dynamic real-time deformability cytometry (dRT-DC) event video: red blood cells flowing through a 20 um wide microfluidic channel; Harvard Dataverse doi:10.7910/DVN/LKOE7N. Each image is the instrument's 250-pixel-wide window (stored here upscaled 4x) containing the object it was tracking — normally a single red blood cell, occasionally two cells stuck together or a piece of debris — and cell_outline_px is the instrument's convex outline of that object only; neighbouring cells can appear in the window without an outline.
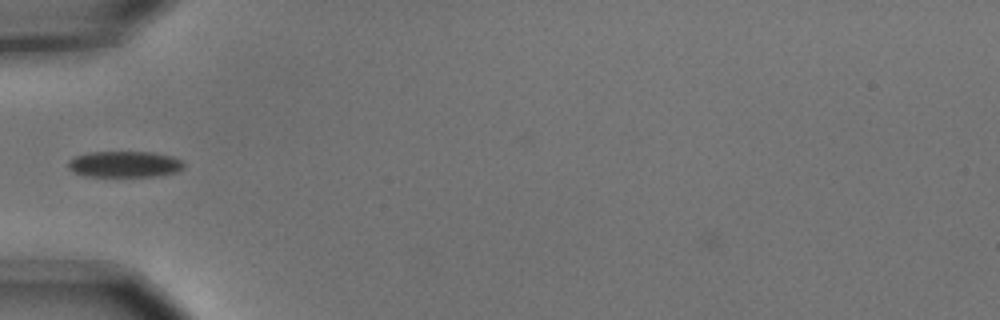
{"species": "common noctule bat (a hibernating species)", "species_latin": "Nyctalus noctula", "temperature_condition": "cold", "stored_images_in_passage": 8, "camera_frame_rate_fps": 3000, "um_per_image_px": 0.085, "animal": {"sex": "male", "body_mass_g": 15.6}, "frame": {"image": 1, "passage_image": 5, "time_ms": 1.333, "image_size_px": [1000, 320], "cell_outline_px": [[184, 168], [176, 172], [160, 176], [84, 176], [72, 172], [68, 168], [68, 160], [76, 156], [88, 152], [152, 152], [172, 156], [180, 160], [184, 164]], "centroid_in_image_um": [10.57, 13.96], "position_along_channel_um": 74.4, "area_um2": 17.74}}
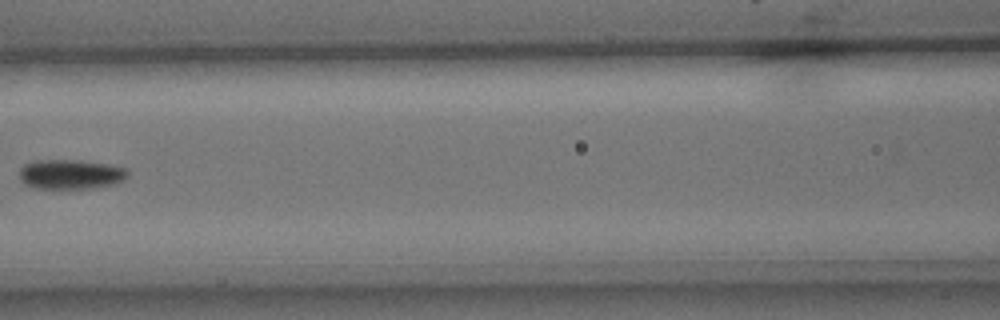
{"frame": {"image": 2, "passage_image": 7, "time_ms": 2.0, "image_size_px": [1000, 320], "cell_outline_px": [[128, 176], [124, 180], [116, 184], [96, 188], [36, 188], [24, 184], [20, 180], [20, 168], [24, 164], [32, 160], [80, 160], [108, 164], [124, 168], [128, 172]], "centroid_in_image_um": [6.0, 14.81], "position_along_channel_um": 160.6, "area_um2": 18.9}}
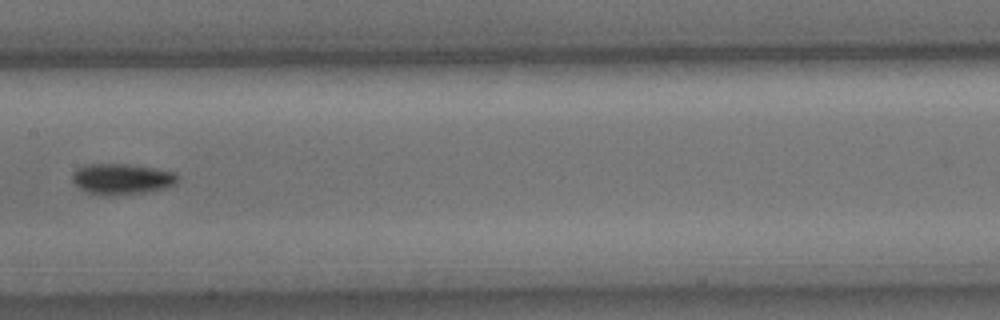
{"frame": {"image": 3, "passage_image": 8, "time_ms": 2.333, "image_size_px": [1000, 320], "cell_outline_px": [[180, 180], [176, 184], [164, 188], [144, 192], [112, 196], [88, 192], [80, 188], [72, 180], [72, 172], [76, 168], [84, 164], [124, 164], [156, 168], [176, 172], [180, 176]], "centroid_in_image_um": [10.38, 15.2], "position_along_channel_um": 197.0, "area_um2": 19.07}}